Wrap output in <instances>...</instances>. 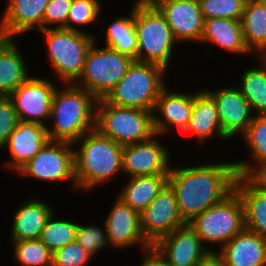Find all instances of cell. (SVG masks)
<instances>
[{
	"label": "cell",
	"instance_id": "6da1fadb",
	"mask_svg": "<svg viewBox=\"0 0 266 266\" xmlns=\"http://www.w3.org/2000/svg\"><path fill=\"white\" fill-rule=\"evenodd\" d=\"M237 176L234 162L170 168L168 185L175 193L182 219L188 223L222 201L234 190Z\"/></svg>",
	"mask_w": 266,
	"mask_h": 266
},
{
	"label": "cell",
	"instance_id": "7a4b0ae2",
	"mask_svg": "<svg viewBox=\"0 0 266 266\" xmlns=\"http://www.w3.org/2000/svg\"><path fill=\"white\" fill-rule=\"evenodd\" d=\"M96 103L90 92L74 83H68L65 90L56 88L50 116L54 126L47 127L49 139L73 144L95 129Z\"/></svg>",
	"mask_w": 266,
	"mask_h": 266
},
{
	"label": "cell",
	"instance_id": "3957f363",
	"mask_svg": "<svg viewBox=\"0 0 266 266\" xmlns=\"http://www.w3.org/2000/svg\"><path fill=\"white\" fill-rule=\"evenodd\" d=\"M82 146L74 151L76 186L81 189L95 187L122 171L123 146L93 129L73 145Z\"/></svg>",
	"mask_w": 266,
	"mask_h": 266
},
{
	"label": "cell",
	"instance_id": "277c9868",
	"mask_svg": "<svg viewBox=\"0 0 266 266\" xmlns=\"http://www.w3.org/2000/svg\"><path fill=\"white\" fill-rule=\"evenodd\" d=\"M165 71L160 65L134 60L123 78L103 100L118 107L154 112L156 100L165 87Z\"/></svg>",
	"mask_w": 266,
	"mask_h": 266
},
{
	"label": "cell",
	"instance_id": "5b68a950",
	"mask_svg": "<svg viewBox=\"0 0 266 266\" xmlns=\"http://www.w3.org/2000/svg\"><path fill=\"white\" fill-rule=\"evenodd\" d=\"M96 109L95 129L115 143L124 146L157 136L153 127L152 111L118 107L106 103L103 99L97 100Z\"/></svg>",
	"mask_w": 266,
	"mask_h": 266
},
{
	"label": "cell",
	"instance_id": "8992f818",
	"mask_svg": "<svg viewBox=\"0 0 266 266\" xmlns=\"http://www.w3.org/2000/svg\"><path fill=\"white\" fill-rule=\"evenodd\" d=\"M44 33L53 70L59 78L75 83L82 74L85 58L95 38L86 32L71 31L65 28H46Z\"/></svg>",
	"mask_w": 266,
	"mask_h": 266
},
{
	"label": "cell",
	"instance_id": "52a82bcc",
	"mask_svg": "<svg viewBox=\"0 0 266 266\" xmlns=\"http://www.w3.org/2000/svg\"><path fill=\"white\" fill-rule=\"evenodd\" d=\"M134 22L137 33V61L160 65L165 70L173 45L178 41L166 19L157 9L134 6Z\"/></svg>",
	"mask_w": 266,
	"mask_h": 266
},
{
	"label": "cell",
	"instance_id": "ba28073f",
	"mask_svg": "<svg viewBox=\"0 0 266 266\" xmlns=\"http://www.w3.org/2000/svg\"><path fill=\"white\" fill-rule=\"evenodd\" d=\"M188 225L202 243L218 242L223 247L245 228L244 209L238 193L233 190L222 201L195 216Z\"/></svg>",
	"mask_w": 266,
	"mask_h": 266
},
{
	"label": "cell",
	"instance_id": "9c48e42d",
	"mask_svg": "<svg viewBox=\"0 0 266 266\" xmlns=\"http://www.w3.org/2000/svg\"><path fill=\"white\" fill-rule=\"evenodd\" d=\"M134 59L111 48H97L92 44L87 52L79 81L74 84L103 99L123 78ZM81 83V84H80Z\"/></svg>",
	"mask_w": 266,
	"mask_h": 266
},
{
	"label": "cell",
	"instance_id": "30bf717a",
	"mask_svg": "<svg viewBox=\"0 0 266 266\" xmlns=\"http://www.w3.org/2000/svg\"><path fill=\"white\" fill-rule=\"evenodd\" d=\"M73 144L49 140L17 172L45 181L73 180L76 186Z\"/></svg>",
	"mask_w": 266,
	"mask_h": 266
},
{
	"label": "cell",
	"instance_id": "8fae6325",
	"mask_svg": "<svg viewBox=\"0 0 266 266\" xmlns=\"http://www.w3.org/2000/svg\"><path fill=\"white\" fill-rule=\"evenodd\" d=\"M139 218L141 232L152 246L161 237L187 224L178 211L175 193L168 184L139 213Z\"/></svg>",
	"mask_w": 266,
	"mask_h": 266
},
{
	"label": "cell",
	"instance_id": "7c38bea8",
	"mask_svg": "<svg viewBox=\"0 0 266 266\" xmlns=\"http://www.w3.org/2000/svg\"><path fill=\"white\" fill-rule=\"evenodd\" d=\"M43 78L28 77L9 97L19 121L38 122L50 118L56 86Z\"/></svg>",
	"mask_w": 266,
	"mask_h": 266
},
{
	"label": "cell",
	"instance_id": "4fadbf2b",
	"mask_svg": "<svg viewBox=\"0 0 266 266\" xmlns=\"http://www.w3.org/2000/svg\"><path fill=\"white\" fill-rule=\"evenodd\" d=\"M152 250L169 266H195L209 251L188 223L161 237Z\"/></svg>",
	"mask_w": 266,
	"mask_h": 266
},
{
	"label": "cell",
	"instance_id": "5bb4252c",
	"mask_svg": "<svg viewBox=\"0 0 266 266\" xmlns=\"http://www.w3.org/2000/svg\"><path fill=\"white\" fill-rule=\"evenodd\" d=\"M169 152L154 136L144 142L123 146L122 172L136 176L169 174Z\"/></svg>",
	"mask_w": 266,
	"mask_h": 266
},
{
	"label": "cell",
	"instance_id": "9a60e30c",
	"mask_svg": "<svg viewBox=\"0 0 266 266\" xmlns=\"http://www.w3.org/2000/svg\"><path fill=\"white\" fill-rule=\"evenodd\" d=\"M105 221V229L109 245L123 248L140 242L145 253L152 245L144 238L140 229L139 212L132 209L120 197L115 200Z\"/></svg>",
	"mask_w": 266,
	"mask_h": 266
},
{
	"label": "cell",
	"instance_id": "2e32d148",
	"mask_svg": "<svg viewBox=\"0 0 266 266\" xmlns=\"http://www.w3.org/2000/svg\"><path fill=\"white\" fill-rule=\"evenodd\" d=\"M215 101L223 134L229 139L239 132L243 135L252 122L250 104L238 88H221L206 91Z\"/></svg>",
	"mask_w": 266,
	"mask_h": 266
},
{
	"label": "cell",
	"instance_id": "e0dca14e",
	"mask_svg": "<svg viewBox=\"0 0 266 266\" xmlns=\"http://www.w3.org/2000/svg\"><path fill=\"white\" fill-rule=\"evenodd\" d=\"M158 11L178 42L201 40L204 18L198 0H173L162 5Z\"/></svg>",
	"mask_w": 266,
	"mask_h": 266
},
{
	"label": "cell",
	"instance_id": "ac0fdd59",
	"mask_svg": "<svg viewBox=\"0 0 266 266\" xmlns=\"http://www.w3.org/2000/svg\"><path fill=\"white\" fill-rule=\"evenodd\" d=\"M47 126L38 122L19 121L4 147L9 149L11 162L7 165L18 171L49 141Z\"/></svg>",
	"mask_w": 266,
	"mask_h": 266
},
{
	"label": "cell",
	"instance_id": "d6986e66",
	"mask_svg": "<svg viewBox=\"0 0 266 266\" xmlns=\"http://www.w3.org/2000/svg\"><path fill=\"white\" fill-rule=\"evenodd\" d=\"M8 1L0 23V37L13 38L29 30H43V15L49 0Z\"/></svg>",
	"mask_w": 266,
	"mask_h": 266
},
{
	"label": "cell",
	"instance_id": "ffe728a7",
	"mask_svg": "<svg viewBox=\"0 0 266 266\" xmlns=\"http://www.w3.org/2000/svg\"><path fill=\"white\" fill-rule=\"evenodd\" d=\"M196 94L171 93L168 92L166 86L162 89L156 100L154 111L156 109L160 111L163 118L153 114V127L157 136L164 134L172 125L181 131L186 130L192 115Z\"/></svg>",
	"mask_w": 266,
	"mask_h": 266
},
{
	"label": "cell",
	"instance_id": "44dd1931",
	"mask_svg": "<svg viewBox=\"0 0 266 266\" xmlns=\"http://www.w3.org/2000/svg\"><path fill=\"white\" fill-rule=\"evenodd\" d=\"M234 190L243 204L245 228L266 240V189L253 177L238 175Z\"/></svg>",
	"mask_w": 266,
	"mask_h": 266
},
{
	"label": "cell",
	"instance_id": "7402d4cb",
	"mask_svg": "<svg viewBox=\"0 0 266 266\" xmlns=\"http://www.w3.org/2000/svg\"><path fill=\"white\" fill-rule=\"evenodd\" d=\"M225 266H266V240L244 228L220 248Z\"/></svg>",
	"mask_w": 266,
	"mask_h": 266
},
{
	"label": "cell",
	"instance_id": "603a6c76",
	"mask_svg": "<svg viewBox=\"0 0 266 266\" xmlns=\"http://www.w3.org/2000/svg\"><path fill=\"white\" fill-rule=\"evenodd\" d=\"M53 208L41 200L34 198L16 210L12 221L13 241L37 240L45 227Z\"/></svg>",
	"mask_w": 266,
	"mask_h": 266
},
{
	"label": "cell",
	"instance_id": "cb8c5ba5",
	"mask_svg": "<svg viewBox=\"0 0 266 266\" xmlns=\"http://www.w3.org/2000/svg\"><path fill=\"white\" fill-rule=\"evenodd\" d=\"M13 38L0 37V96H9L28 77V69Z\"/></svg>",
	"mask_w": 266,
	"mask_h": 266
},
{
	"label": "cell",
	"instance_id": "d4e9b609",
	"mask_svg": "<svg viewBox=\"0 0 266 266\" xmlns=\"http://www.w3.org/2000/svg\"><path fill=\"white\" fill-rule=\"evenodd\" d=\"M186 131L194 134L199 142L214 133L223 140L228 139L223 134L216 103L206 90L199 91L194 96V107Z\"/></svg>",
	"mask_w": 266,
	"mask_h": 266
},
{
	"label": "cell",
	"instance_id": "484cf974",
	"mask_svg": "<svg viewBox=\"0 0 266 266\" xmlns=\"http://www.w3.org/2000/svg\"><path fill=\"white\" fill-rule=\"evenodd\" d=\"M215 43L230 52H250L245 44L240 20L210 18L204 20L200 42Z\"/></svg>",
	"mask_w": 266,
	"mask_h": 266
},
{
	"label": "cell",
	"instance_id": "4316f807",
	"mask_svg": "<svg viewBox=\"0 0 266 266\" xmlns=\"http://www.w3.org/2000/svg\"><path fill=\"white\" fill-rule=\"evenodd\" d=\"M167 184L168 174L132 177L118 197L140 213Z\"/></svg>",
	"mask_w": 266,
	"mask_h": 266
},
{
	"label": "cell",
	"instance_id": "83f0119b",
	"mask_svg": "<svg viewBox=\"0 0 266 266\" xmlns=\"http://www.w3.org/2000/svg\"><path fill=\"white\" fill-rule=\"evenodd\" d=\"M240 21L248 50L261 56L266 50V0H247Z\"/></svg>",
	"mask_w": 266,
	"mask_h": 266
},
{
	"label": "cell",
	"instance_id": "f1b7e54d",
	"mask_svg": "<svg viewBox=\"0 0 266 266\" xmlns=\"http://www.w3.org/2000/svg\"><path fill=\"white\" fill-rule=\"evenodd\" d=\"M243 137H245L254 161L259 166L253 164L252 167L245 161L236 162V172L240 176L254 177L266 166V115H254Z\"/></svg>",
	"mask_w": 266,
	"mask_h": 266
},
{
	"label": "cell",
	"instance_id": "f546056e",
	"mask_svg": "<svg viewBox=\"0 0 266 266\" xmlns=\"http://www.w3.org/2000/svg\"><path fill=\"white\" fill-rule=\"evenodd\" d=\"M130 17H120L114 20L106 31V47L119 51L134 60H137V33L134 22V8Z\"/></svg>",
	"mask_w": 266,
	"mask_h": 266
},
{
	"label": "cell",
	"instance_id": "4dcf8cb0",
	"mask_svg": "<svg viewBox=\"0 0 266 266\" xmlns=\"http://www.w3.org/2000/svg\"><path fill=\"white\" fill-rule=\"evenodd\" d=\"M261 67L247 69L242 75L239 87L245 99L258 115H266V62Z\"/></svg>",
	"mask_w": 266,
	"mask_h": 266
},
{
	"label": "cell",
	"instance_id": "1f68e13d",
	"mask_svg": "<svg viewBox=\"0 0 266 266\" xmlns=\"http://www.w3.org/2000/svg\"><path fill=\"white\" fill-rule=\"evenodd\" d=\"M53 216L52 213L47 219L39 238L52 254L75 241L77 230V223L64 220L54 221Z\"/></svg>",
	"mask_w": 266,
	"mask_h": 266
},
{
	"label": "cell",
	"instance_id": "d6a6232c",
	"mask_svg": "<svg viewBox=\"0 0 266 266\" xmlns=\"http://www.w3.org/2000/svg\"><path fill=\"white\" fill-rule=\"evenodd\" d=\"M12 242L14 257L22 266H52V253L40 239Z\"/></svg>",
	"mask_w": 266,
	"mask_h": 266
},
{
	"label": "cell",
	"instance_id": "836d02e7",
	"mask_svg": "<svg viewBox=\"0 0 266 266\" xmlns=\"http://www.w3.org/2000/svg\"><path fill=\"white\" fill-rule=\"evenodd\" d=\"M247 0H198L205 19L226 18L241 20Z\"/></svg>",
	"mask_w": 266,
	"mask_h": 266
},
{
	"label": "cell",
	"instance_id": "e575fe53",
	"mask_svg": "<svg viewBox=\"0 0 266 266\" xmlns=\"http://www.w3.org/2000/svg\"><path fill=\"white\" fill-rule=\"evenodd\" d=\"M100 9L101 4L99 0H73L68 12L67 29L82 32L75 26H72V24H81L85 26L95 22L101 11Z\"/></svg>",
	"mask_w": 266,
	"mask_h": 266
},
{
	"label": "cell",
	"instance_id": "d590c367",
	"mask_svg": "<svg viewBox=\"0 0 266 266\" xmlns=\"http://www.w3.org/2000/svg\"><path fill=\"white\" fill-rule=\"evenodd\" d=\"M76 241L91 255L94 256L100 249L109 245L106 229L99 226H82L77 223Z\"/></svg>",
	"mask_w": 266,
	"mask_h": 266
},
{
	"label": "cell",
	"instance_id": "8d00e7d4",
	"mask_svg": "<svg viewBox=\"0 0 266 266\" xmlns=\"http://www.w3.org/2000/svg\"><path fill=\"white\" fill-rule=\"evenodd\" d=\"M91 258L75 240L52 254V266H84Z\"/></svg>",
	"mask_w": 266,
	"mask_h": 266
},
{
	"label": "cell",
	"instance_id": "74e56055",
	"mask_svg": "<svg viewBox=\"0 0 266 266\" xmlns=\"http://www.w3.org/2000/svg\"><path fill=\"white\" fill-rule=\"evenodd\" d=\"M19 122L17 112L9 96H0V148L4 145L10 133Z\"/></svg>",
	"mask_w": 266,
	"mask_h": 266
},
{
	"label": "cell",
	"instance_id": "f35d334b",
	"mask_svg": "<svg viewBox=\"0 0 266 266\" xmlns=\"http://www.w3.org/2000/svg\"><path fill=\"white\" fill-rule=\"evenodd\" d=\"M73 0H49L43 15V29L47 24H58L57 28L67 29L68 12Z\"/></svg>",
	"mask_w": 266,
	"mask_h": 266
},
{
	"label": "cell",
	"instance_id": "ab89813d",
	"mask_svg": "<svg viewBox=\"0 0 266 266\" xmlns=\"http://www.w3.org/2000/svg\"><path fill=\"white\" fill-rule=\"evenodd\" d=\"M195 266H225L221 254L209 250Z\"/></svg>",
	"mask_w": 266,
	"mask_h": 266
},
{
	"label": "cell",
	"instance_id": "60d3db41",
	"mask_svg": "<svg viewBox=\"0 0 266 266\" xmlns=\"http://www.w3.org/2000/svg\"><path fill=\"white\" fill-rule=\"evenodd\" d=\"M141 266H169L156 252L152 249L147 251Z\"/></svg>",
	"mask_w": 266,
	"mask_h": 266
},
{
	"label": "cell",
	"instance_id": "b9f144b4",
	"mask_svg": "<svg viewBox=\"0 0 266 266\" xmlns=\"http://www.w3.org/2000/svg\"><path fill=\"white\" fill-rule=\"evenodd\" d=\"M173 0H138L136 6L143 9H159L162 5Z\"/></svg>",
	"mask_w": 266,
	"mask_h": 266
},
{
	"label": "cell",
	"instance_id": "7bdbcfd3",
	"mask_svg": "<svg viewBox=\"0 0 266 266\" xmlns=\"http://www.w3.org/2000/svg\"><path fill=\"white\" fill-rule=\"evenodd\" d=\"M253 178L266 189V166L261 169Z\"/></svg>",
	"mask_w": 266,
	"mask_h": 266
},
{
	"label": "cell",
	"instance_id": "ee69618b",
	"mask_svg": "<svg viewBox=\"0 0 266 266\" xmlns=\"http://www.w3.org/2000/svg\"><path fill=\"white\" fill-rule=\"evenodd\" d=\"M261 60H263L264 62H266V50H265V52L261 55Z\"/></svg>",
	"mask_w": 266,
	"mask_h": 266
}]
</instances>
